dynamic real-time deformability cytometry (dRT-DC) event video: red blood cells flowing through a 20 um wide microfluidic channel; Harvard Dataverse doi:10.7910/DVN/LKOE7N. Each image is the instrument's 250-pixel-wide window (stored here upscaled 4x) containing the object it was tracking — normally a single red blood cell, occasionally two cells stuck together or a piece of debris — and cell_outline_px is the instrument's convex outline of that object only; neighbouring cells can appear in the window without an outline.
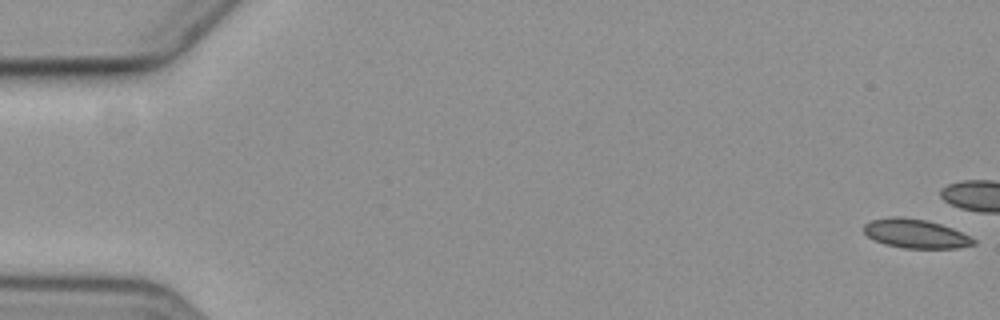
{"species": "common noctule bat (a hibernating species)", "species_latin": "Nyctalus noctula", "temperature_condition": "cold", "stored_images_in_passage": 7, "camera_frame_rate_fps": 3000, "um_per_image_px": 0.085, "animal": {"sex": "female", "body_mass_g": 19.3, "forearm_length_mm": 54.1}, "frame": {"image": 1, "passage_image": 1, "time_ms": 0.0, "image_size_px": [1000, 320], "cell_outline_px": [[976, 244], [960, 248], [904, 248], [884, 244], [868, 236], [864, 232], [864, 224], [872, 220], [892, 216], [900, 216], [924, 220], [940, 224], [952, 228], [976, 240]], "centroid_in_image_um": [77.82, 19.86], "position_along_channel_um": 7.2, "area_um2": 18.38}}
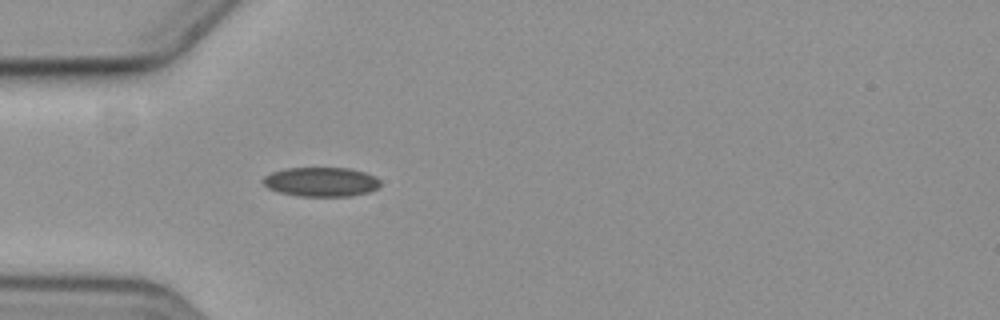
{"frame": {"image": 2, "passage_image": 7, "time_ms": 7.0, "image_size_px": [1000, 320], "cell_outline_px": [[380, 184], [376, 188], [368, 192], [348, 196], [300, 196], [280, 192], [268, 188], [264, 184], [264, 176], [272, 172], [284, 168], [348, 168], [364, 172], [376, 176], [380, 180]], "centroid_in_image_um": [27.3, 15.45], "position_along_channel_um": 57.7, "area_um2": 19.88}}